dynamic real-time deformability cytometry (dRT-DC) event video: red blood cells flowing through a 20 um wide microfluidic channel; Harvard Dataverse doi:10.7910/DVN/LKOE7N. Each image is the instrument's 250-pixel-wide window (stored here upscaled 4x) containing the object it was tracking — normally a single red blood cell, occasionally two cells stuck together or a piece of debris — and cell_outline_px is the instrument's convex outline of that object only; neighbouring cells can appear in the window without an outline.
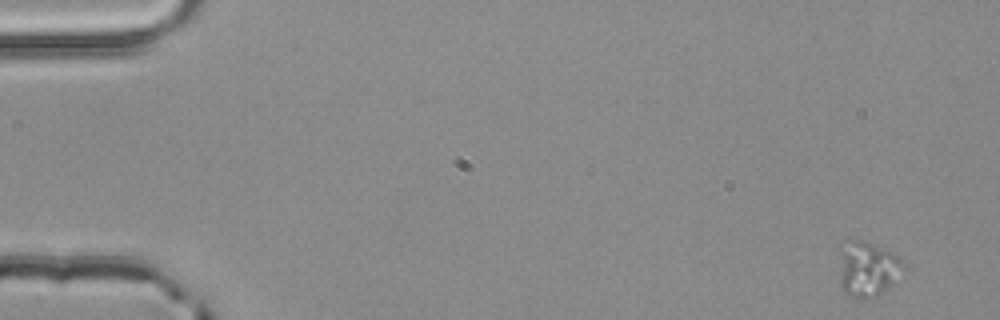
{"species": "common noctule bat (a hibernating species)", "species_latin": "Nyctalus noctula", "temperature_condition": "room temperature", "stored_images_in_passage": 5, "camera_frame_rate_fps": 3000, "um_per_image_px": 0.085, "animal": {"sex": "male", "body_mass_g": 20.4}, "frame": {"image": 1, "passage_image": 1, "time_ms": 0.0, "image_size_px": [1000, 320], "cell_outline_px": [[900, 264], [888, 288], [880, 292], [864, 296], [852, 296], [844, 292], [840, 288], [836, 248], [848, 240], [864, 240], [892, 252], [900, 260]], "centroid_in_image_um": [73.54, 22.76], "position_along_channel_um": 11.5, "area_um2": 20.0}}